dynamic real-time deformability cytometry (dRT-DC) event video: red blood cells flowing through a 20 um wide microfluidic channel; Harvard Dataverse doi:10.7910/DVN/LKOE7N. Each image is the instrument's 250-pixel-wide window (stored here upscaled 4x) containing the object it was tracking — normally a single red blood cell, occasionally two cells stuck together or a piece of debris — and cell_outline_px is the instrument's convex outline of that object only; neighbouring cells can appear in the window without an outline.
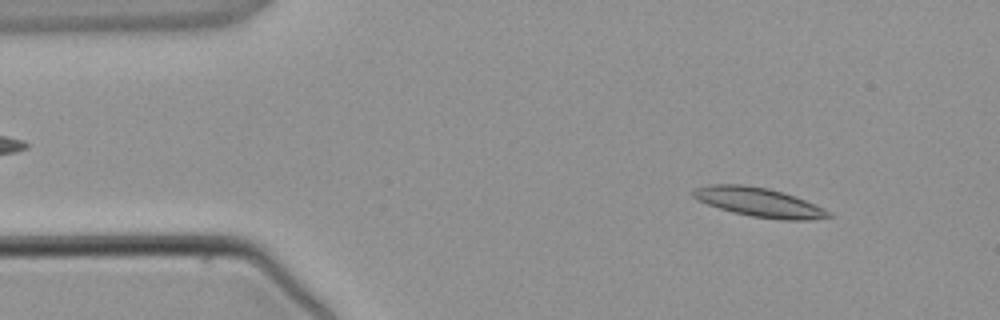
{"species": "common noctule bat (a hibernating species)", "species_latin": "Nyctalus noctula", "temperature_condition": "warm", "stored_images_in_passage": 2, "camera_frame_rate_fps": 3000, "um_per_image_px": 0.085, "animal": {"sex": "male", "body_mass_g": 21.5, "forearm_length_mm": 52.0}, "frame": {"image": 1, "passage_image": 1, "time_ms": 0.0, "image_size_px": [1000, 320], "cell_outline_px": [[836, 216], [812, 220], [780, 220], [752, 216], [732, 212], [708, 204], [692, 196], [692, 192], [696, 188], [708, 184], [744, 184], [768, 188], [784, 192], [824, 208], [832, 212]], "centroid_in_image_um": [64.57, 17.19], "position_along_channel_um": 20.4, "area_um2": 23.06}}
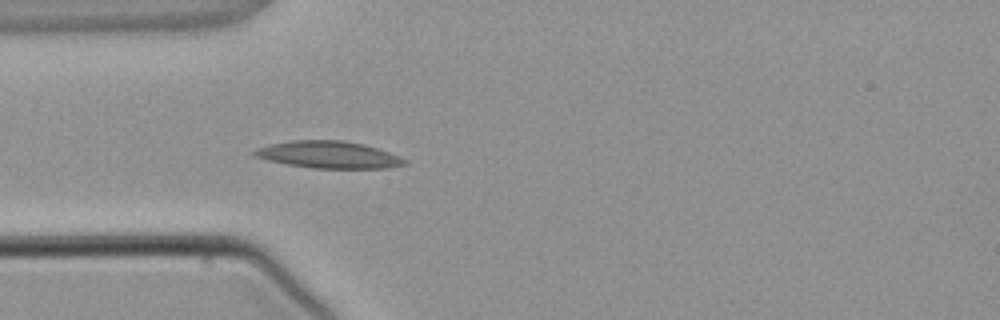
{"frame": {"image": 2, "passage_image": 2, "time_ms": 2.333, "image_size_px": [1000, 320], "cell_outline_px": [[408, 164], [388, 168], [312, 168], [288, 164], [268, 160], [252, 156], [252, 152], [260, 148], [272, 144], [292, 140], [344, 140], [364, 144], [400, 156], [408, 160]], "centroid_in_image_um": [27.98, 13.15], "position_along_channel_um": 57.0, "area_um2": 23.58}}